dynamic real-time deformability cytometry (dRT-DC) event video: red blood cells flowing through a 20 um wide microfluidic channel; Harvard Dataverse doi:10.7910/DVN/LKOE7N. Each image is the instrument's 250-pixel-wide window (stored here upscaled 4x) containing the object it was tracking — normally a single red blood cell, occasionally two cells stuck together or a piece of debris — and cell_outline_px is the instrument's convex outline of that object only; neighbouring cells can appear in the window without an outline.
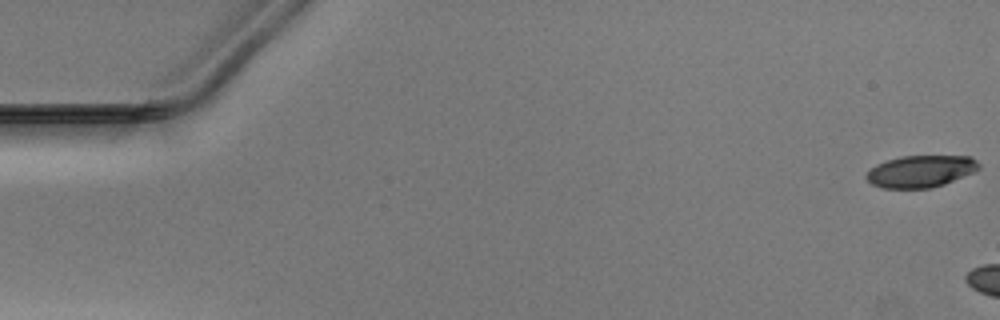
{"species": "Egyptian fruit bat (a non-hibernating species)", "species_latin": "Rousettus aegyptiacus", "temperature_condition": "warm", "stored_images_in_passage": 9, "camera_frame_rate_fps": 3000, "um_per_image_px": 0.085, "animal": {"sex": "male"}, "frame": {"image": 1, "passage_image": 1, "time_ms": 0.0, "image_size_px": [1000, 320], "cell_outline_px": [[980, 168], [972, 172], [944, 184], [932, 188], [880, 188], [872, 184], [864, 176], [876, 164], [900, 156], [972, 156], [980, 164]], "centroid_in_image_um": [78.25, 14.56], "position_along_channel_um": 6.8, "area_um2": 20.87}}